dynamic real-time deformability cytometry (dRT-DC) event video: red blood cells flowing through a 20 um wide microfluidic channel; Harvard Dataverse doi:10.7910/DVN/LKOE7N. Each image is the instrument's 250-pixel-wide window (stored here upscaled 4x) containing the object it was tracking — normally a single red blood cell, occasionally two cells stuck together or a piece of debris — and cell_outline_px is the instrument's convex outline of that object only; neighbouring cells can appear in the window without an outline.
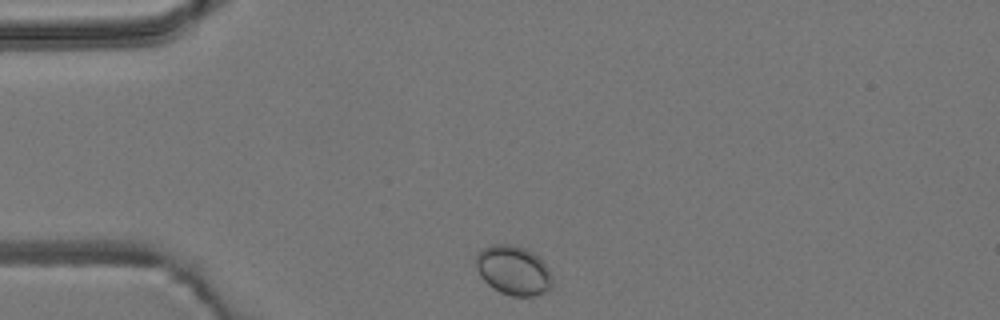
{"species": "common noctule bat (a hibernating species)", "species_latin": "Nyctalus noctula", "temperature_condition": "room temperature", "stored_images_in_passage": 3, "camera_frame_rate_fps": 3000, "um_per_image_px": 0.085, "animal": {"sex": "male", "body_mass_g": 19.2, "forearm_length_mm": 51.8}, "frame": {"image": 1, "passage_image": 1, "time_ms": 0.0, "image_size_px": [1000, 320], "cell_outline_px": [[552, 288], [548, 292], [536, 296], [512, 296], [500, 292], [492, 288], [480, 276], [476, 268], [476, 252], [480, 248], [492, 244], [508, 244], [524, 248], [532, 252], [548, 268], [552, 276]], "centroid_in_image_um": [43.62, 22.99], "position_along_channel_um": 41.4, "area_um2": 22.2}}
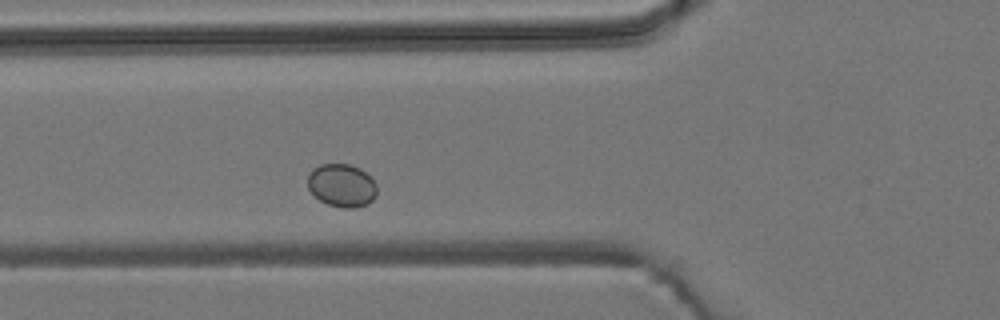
{"frame": {"image": 2, "passage_image": 3, "time_ms": 2.333, "image_size_px": [1000, 320], "cell_outline_px": [[376, 196], [368, 204], [352, 208], [344, 208], [328, 204], [320, 200], [308, 188], [308, 176], [312, 168], [320, 164], [348, 164], [360, 168], [376, 184]], "centroid_in_image_um": [29.04, 15.76], "position_along_channel_um": 96.8, "area_um2": 17.22}}